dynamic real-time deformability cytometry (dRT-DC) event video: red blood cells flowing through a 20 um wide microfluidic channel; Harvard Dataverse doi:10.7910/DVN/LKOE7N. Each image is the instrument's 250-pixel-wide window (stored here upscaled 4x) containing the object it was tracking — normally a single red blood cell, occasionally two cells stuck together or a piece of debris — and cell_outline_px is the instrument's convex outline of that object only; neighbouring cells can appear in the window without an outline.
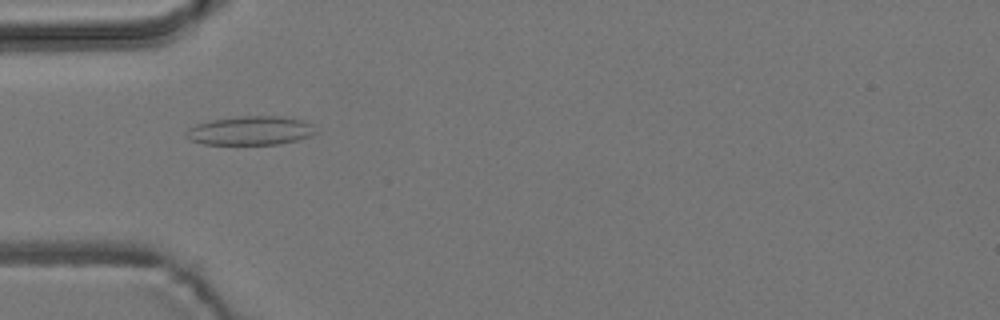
{"species": "common noctule bat (a hibernating species)", "species_latin": "Nyctalus noctula", "temperature_condition": "room temperature", "stored_images_in_passage": 6, "camera_frame_rate_fps": 3000, "um_per_image_px": 0.085, "animal": {"sex": "male", "body_mass_g": 19.2, "forearm_length_mm": 51.8}, "frame": {"image": 1, "passage_image": 4, "time_ms": 4.333, "image_size_px": [1000, 320], "cell_outline_px": [[316, 132], [308, 136], [296, 140], [280, 144], [204, 144], [188, 140], [184, 136], [184, 132], [188, 128], [196, 124], [212, 120], [236, 116], [284, 116], [300, 120], [312, 124]], "centroid_in_image_um": [21.22, 11.1], "position_along_channel_um": 63.8, "area_um2": 21.85}}
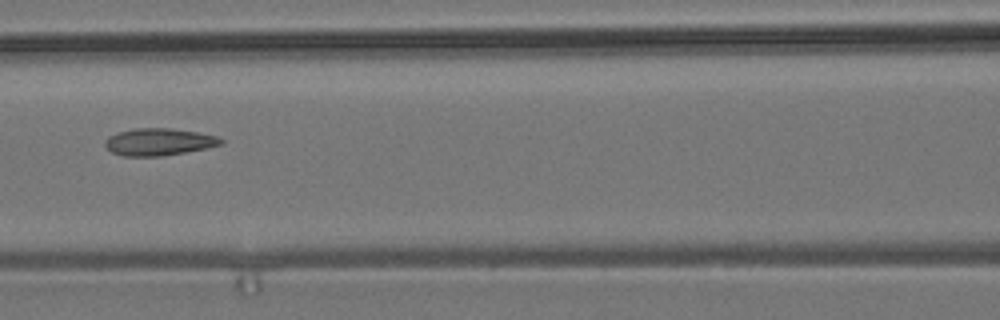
{"frame": {"image": 2, "passage_image": 6, "time_ms": 6.667, "image_size_px": [1000, 320], "cell_outline_px": [[224, 144], [164, 156], [124, 156], [112, 152], [104, 144], [104, 140], [108, 136], [116, 132], [136, 128], [172, 128], [196, 132], [216, 136], [224, 140]], "centroid_in_image_um": [13.47, 12.05], "position_along_channel_um": 153.1, "area_um2": 18.32}}